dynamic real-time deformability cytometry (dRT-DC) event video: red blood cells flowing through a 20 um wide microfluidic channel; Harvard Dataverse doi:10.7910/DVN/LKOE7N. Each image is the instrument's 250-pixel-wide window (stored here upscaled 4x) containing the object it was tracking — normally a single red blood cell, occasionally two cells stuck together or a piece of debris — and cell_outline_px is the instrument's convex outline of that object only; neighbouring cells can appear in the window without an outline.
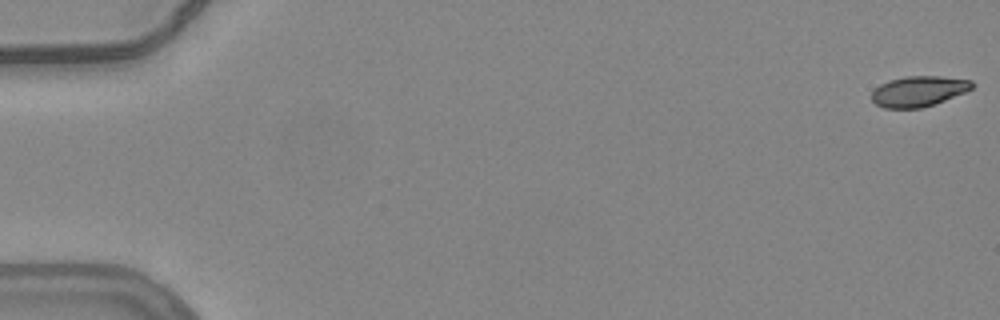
{"species": "common noctule bat (a hibernating species)", "species_latin": "Nyctalus noctula", "temperature_condition": "warm", "stored_images_in_passage": 55, "camera_frame_rate_fps": 3000, "um_per_image_px": 0.085, "animal": {"sex": "female", "body_mass_g": 24.6, "forearm_length_mm": 56.2}, "frame": {"image": 1, "passage_image": 1, "time_ms": 0.0, "image_size_px": [1000, 320], "cell_outline_px": [[976, 84], [972, 88], [964, 92], [944, 100], [920, 108], [884, 108], [876, 104], [872, 100], [872, 92], [880, 84], [888, 80], [904, 76], [940, 76], [972, 80]], "centroid_in_image_um": [78.07, 7.74], "position_along_channel_um": 6.9, "area_um2": 17.74}}
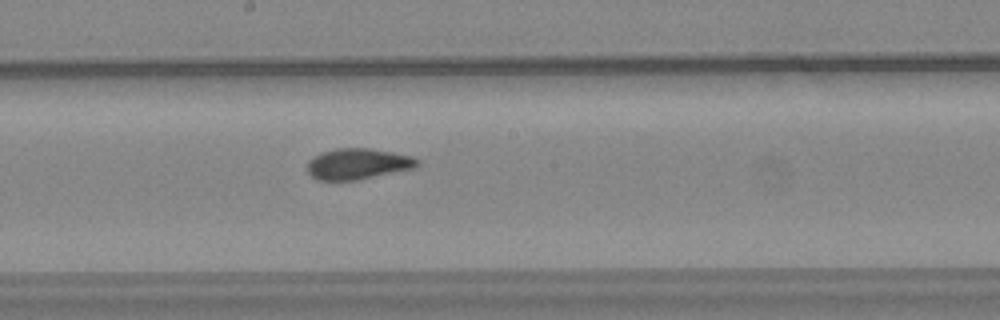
{"frame": {"image": 2, "passage_image": 31, "time_ms": 10.0, "image_size_px": [1000, 320], "cell_outline_px": [[420, 164], [416, 168], [356, 180], [316, 180], [308, 172], [308, 160], [320, 152], [336, 148], [368, 148], [392, 152], [412, 156], [420, 160]], "centroid_in_image_um": [30.43, 13.92], "position_along_channel_um": 217.8, "area_um2": 19.94}}
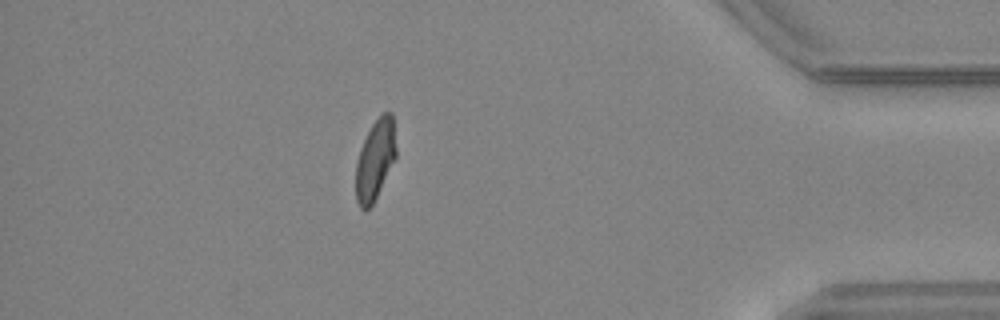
{"frame": {"image": 3, "passage_image": 49, "time_ms": 16.0, "image_size_px": [1000, 320], "cell_outline_px": [[396, 156], [372, 204], [368, 208], [360, 208], [356, 200], [356, 160], [360, 148], [372, 124], [384, 112], [392, 112], [396, 148]], "centroid_in_image_um": [31.88, 13.56], "position_along_channel_um": 403.3, "area_um2": 18.38}, "authors_computed_cell_mechanics": {"area_um2": 19.7098, "velocity_mm_per_s": 3.7868, "shape_relaxation_time_tau1_ms": 6.9075, "shape_relaxation_time_tau2_ms": 1.3535, "deformation_change_tau1": 0.1875, "deformation_change_tau2": 0.0592}}